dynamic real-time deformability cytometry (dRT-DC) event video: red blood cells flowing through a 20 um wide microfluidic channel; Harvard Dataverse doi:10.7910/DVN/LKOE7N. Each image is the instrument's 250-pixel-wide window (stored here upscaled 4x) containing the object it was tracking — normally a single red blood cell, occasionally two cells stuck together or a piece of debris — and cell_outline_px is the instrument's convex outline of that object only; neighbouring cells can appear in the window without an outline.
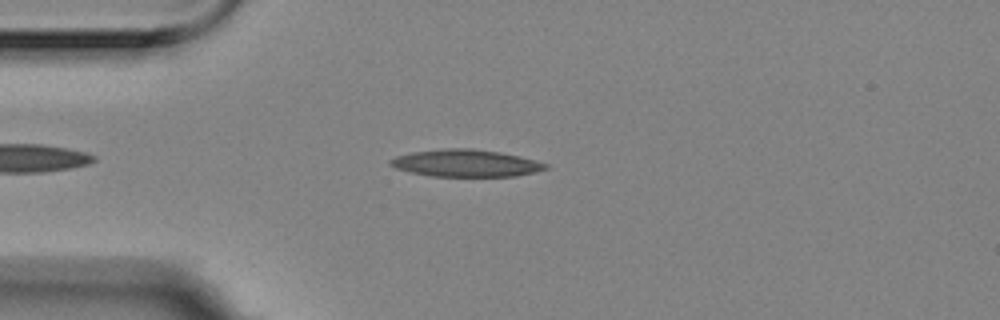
{"species": "Egyptian fruit bat (a non-hibernating species)", "species_latin": "Rousettus aegyptiacus", "temperature_condition": "room temperature", "stored_images_in_passage": 38, "camera_frame_rate_fps": 3000, "um_per_image_px": 0.085, "animal": {"sex": "female"}, "frame": {"image": 1, "passage_image": 2, "time_ms": 0.333, "image_size_px": [1000, 320], "cell_outline_px": [[548, 168], [536, 172], [516, 176], [432, 176], [412, 172], [396, 168], [388, 164], [388, 160], [396, 156], [412, 152], [444, 148], [472, 148], [500, 152], [520, 156], [536, 160], [548, 164]], "centroid_in_image_um": [39.61, 13.86], "position_along_channel_um": 45.4, "area_um2": 24.62}}
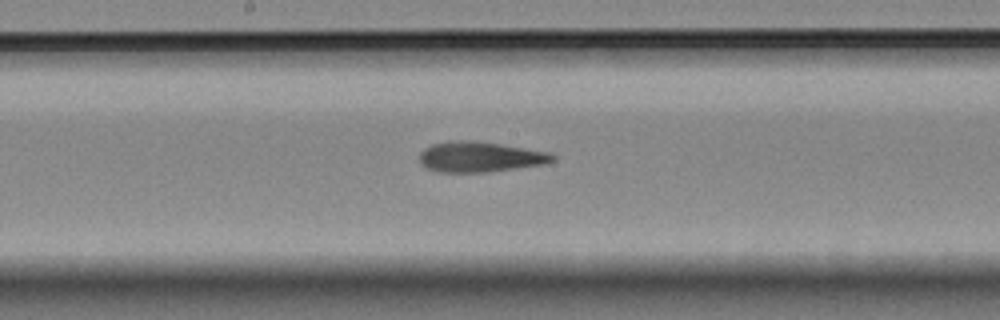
{"frame": {"image": 2, "passage_image": 17, "time_ms": 5.333, "image_size_px": [1000, 320], "cell_outline_px": [[556, 160], [544, 164], [488, 172], [436, 172], [424, 168], [420, 164], [420, 152], [424, 148], [432, 144], [452, 140], [472, 140], [500, 144], [552, 152], [556, 156]], "centroid_in_image_um": [40.79, 13.33], "position_along_channel_um": 207.4, "area_um2": 23.87}}
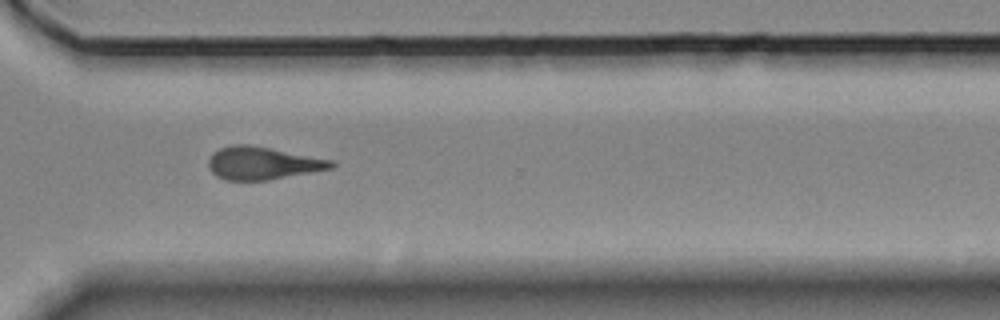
{"frame": {"image": 3, "passage_image": 29, "time_ms": 9.333, "image_size_px": [1000, 320], "cell_outline_px": [[336, 164], [332, 168], [268, 180], [224, 180], [216, 176], [208, 168], [208, 160], [212, 152], [220, 148], [232, 144], [248, 144], [332, 160]], "centroid_in_image_um": [22.26, 13.87], "position_along_channel_um": 348.3, "area_um2": 23.29}, "authors_computed_cell_mechanics": {"area_um2": 23.5246, "velocity_mm_per_s": 3.5279, "shape_relaxation_time_tau1_ms": null, "shape_relaxation_time_tau2_ms": 2.4079, "deformation_change_tau1": null, "deformation_change_tau2": 0.1265}}